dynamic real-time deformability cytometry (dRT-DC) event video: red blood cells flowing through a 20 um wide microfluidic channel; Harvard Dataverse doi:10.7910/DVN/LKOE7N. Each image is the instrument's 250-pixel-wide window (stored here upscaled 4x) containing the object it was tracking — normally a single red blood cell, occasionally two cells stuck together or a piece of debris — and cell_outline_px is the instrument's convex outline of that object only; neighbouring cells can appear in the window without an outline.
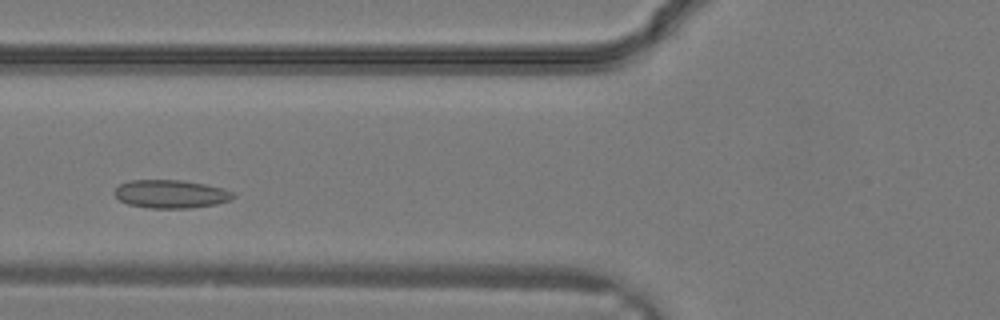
{"species": "common noctule bat (a hibernating species)", "species_latin": "Nyctalus noctula", "temperature_condition": "warm", "stored_images_in_passage": 24, "camera_frame_rate_fps": 3000, "um_per_image_px": 0.085, "animal": {"sex": "male", "body_mass_g": 19.2, "forearm_length_mm": 51.8}, "frame": {"image": 1, "passage_image": 5, "time_ms": 1.333, "image_size_px": [1000, 320], "cell_outline_px": [[236, 196], [228, 200], [216, 204], [188, 208], [148, 208], [128, 204], [120, 200], [112, 192], [120, 184], [128, 180], [180, 180], [204, 184], [224, 188], [232, 192]], "centroid_in_image_um": [14.49, 16.49], "position_along_channel_um": 111.3, "area_um2": 19.48}}
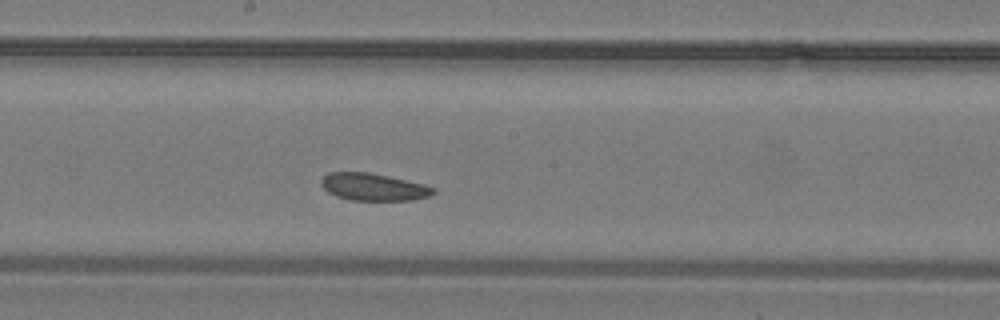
{"frame": {"image": 2, "passage_image": 10, "time_ms": 3.0, "image_size_px": [1000, 320], "cell_outline_px": [[436, 192], [432, 196], [412, 200], [352, 200], [336, 196], [328, 192], [320, 184], [320, 180], [328, 172], [368, 172], [388, 176], [424, 184], [436, 188]], "centroid_in_image_um": [31.76, 15.89], "position_along_channel_um": 216.4, "area_um2": 17.92}}
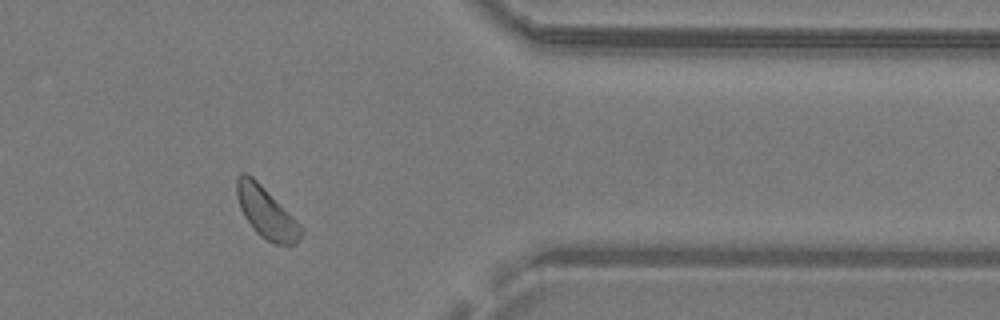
{"frame": {"image": 3, "passage_image": 19, "time_ms": 6.0, "image_size_px": [1000, 320], "cell_outline_px": [[304, 228], [296, 244], [276, 244], [260, 236], [256, 232], [244, 216], [240, 208], [236, 196], [236, 176], [240, 172], [244, 172], [252, 176]], "centroid_in_image_um": [22.6, 18.05], "position_along_channel_um": 388.8, "area_um2": 18.84}}